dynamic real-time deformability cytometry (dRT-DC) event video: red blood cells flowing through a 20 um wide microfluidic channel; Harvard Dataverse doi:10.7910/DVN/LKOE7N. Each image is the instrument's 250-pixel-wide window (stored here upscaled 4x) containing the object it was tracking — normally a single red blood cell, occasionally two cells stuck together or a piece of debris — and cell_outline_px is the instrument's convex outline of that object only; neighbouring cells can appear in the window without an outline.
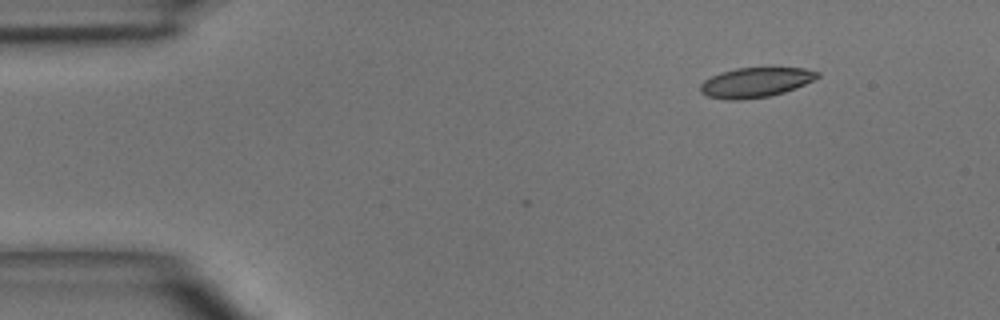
{"species": "common noctule bat (a hibernating species)", "species_latin": "Nyctalus noctula", "temperature_condition": "room temperature", "stored_images_in_passage": 3, "camera_frame_rate_fps": 3000, "um_per_image_px": 0.085, "animal": {"sex": "male", "body_mass_g": 15.6}, "frame": {"image": 1, "passage_image": 1, "time_ms": 0.0, "image_size_px": [1000, 320], "cell_outline_px": [[820, 76], [804, 84], [784, 92], [768, 96], [740, 100], [728, 100], [708, 96], [700, 92], [700, 84], [704, 80], [720, 72], [736, 68], [804, 68], [820, 72]], "centroid_in_image_um": [64.19, 7.0], "position_along_channel_um": 20.8, "area_um2": 20.17}}